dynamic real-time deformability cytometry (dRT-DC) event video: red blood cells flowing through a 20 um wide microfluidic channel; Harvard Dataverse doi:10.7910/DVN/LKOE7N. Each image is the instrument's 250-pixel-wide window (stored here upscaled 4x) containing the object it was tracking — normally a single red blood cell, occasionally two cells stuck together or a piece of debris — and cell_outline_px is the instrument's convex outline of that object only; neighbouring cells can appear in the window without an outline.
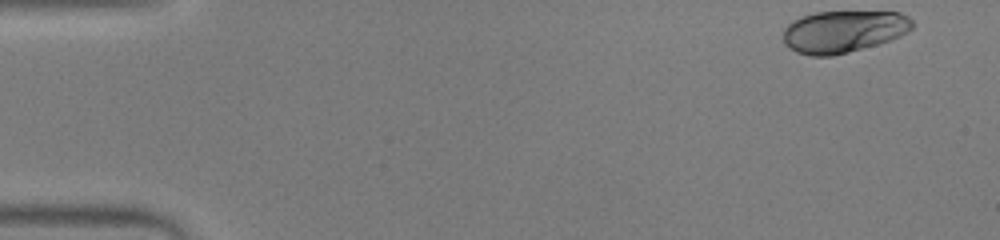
{"species": "human", "species_latin": "Homo sapiens", "temperature_condition": "warm", "stored_images_in_passage": 50, "camera_frame_rate_fps": 3000, "um_per_image_px": 0.085, "donor": {"sex": "male"}, "frame": {"image": 1, "passage_image": 1, "time_ms": 0.0, "image_size_px": [1000, 240], "cell_outline_px": [[912, 28], [908, 32], [900, 36], [876, 44], [848, 52], [832, 56], [812, 56], [796, 52], [788, 48], [784, 44], [784, 28], [792, 20], [816, 12], [900, 12], [908, 16], [912, 20]], "centroid_in_image_um": [71.67, 2.68], "position_along_channel_um": 13.3, "area_um2": 31.5}}
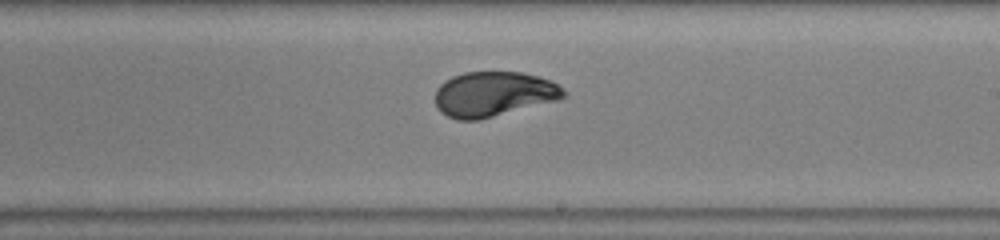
{"frame": {"image": 2, "passage_image": 29, "time_ms": 9.333, "image_size_px": [1000, 240], "cell_outline_px": [[564, 96], [556, 100], [480, 120], [456, 120], [440, 112], [436, 108], [436, 88], [444, 80], [452, 76], [464, 72], [524, 72], [540, 76], [556, 84], [564, 92]], "centroid_in_image_um": [41.88, 7.99], "position_along_channel_um": 247.1, "area_um2": 33.58}}
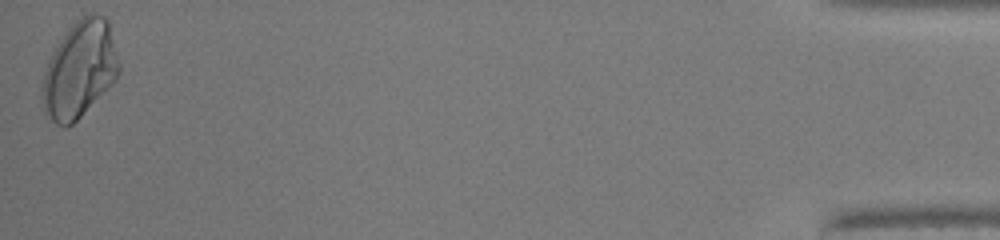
{"frame": {"image": 3, "passage_image": 50, "time_ms": 16.333, "image_size_px": [1000, 240], "cell_outline_px": [[120, 72], [112, 84], [72, 124], [64, 128], [56, 124], [44, 112], [40, 96], [40, 88], [44, 72], [48, 60], [52, 52], [68, 28], [80, 16], [96, 12], [104, 16], [108, 20], [120, 64]], "centroid_in_image_um": [6.74, 5.9], "position_along_channel_um": 428.5, "area_um2": 43.41}, "authors_computed_cell_mechanics": {"area_um2": 33.5529, "velocity_mm_per_s": 3.9351, "shape_relaxation_time_tau1_ms": 3.2738, "shape_relaxation_time_tau2_ms": null, "deformation_change_tau1": 0.1645, "deformation_change_tau2": null}}